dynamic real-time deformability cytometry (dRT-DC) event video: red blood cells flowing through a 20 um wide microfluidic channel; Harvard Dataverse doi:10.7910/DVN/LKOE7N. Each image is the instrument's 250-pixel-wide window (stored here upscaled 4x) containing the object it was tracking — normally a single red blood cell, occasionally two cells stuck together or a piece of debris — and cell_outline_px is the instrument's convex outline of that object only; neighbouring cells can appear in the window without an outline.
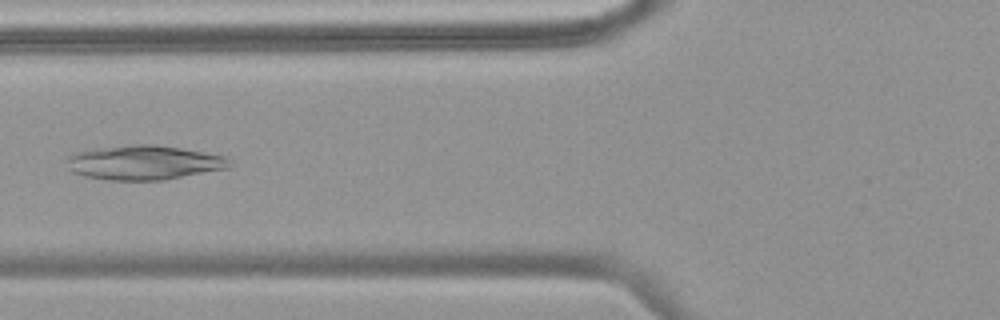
{"species": "common noctule bat (a hibernating species)", "species_latin": "Nyctalus noctula", "temperature_condition": "warm", "stored_images_in_passage": 47, "camera_frame_rate_fps": 3000, "um_per_image_px": 0.085, "animal": {"sex": "female", "body_mass_g": 18.4}, "frame": {"image": 1, "passage_image": 19, "time_ms": 6.0, "image_size_px": [1000, 320], "cell_outline_px": [[232, 164], [228, 168], [164, 180], [108, 180], [84, 176], [72, 172], [68, 168], [68, 156], [76, 152], [92, 148], [136, 144], [156, 144], [180, 148], [224, 156]], "centroid_in_image_um": [12.2, 13.82], "position_along_channel_um": 113.6, "area_um2": 32.6}}
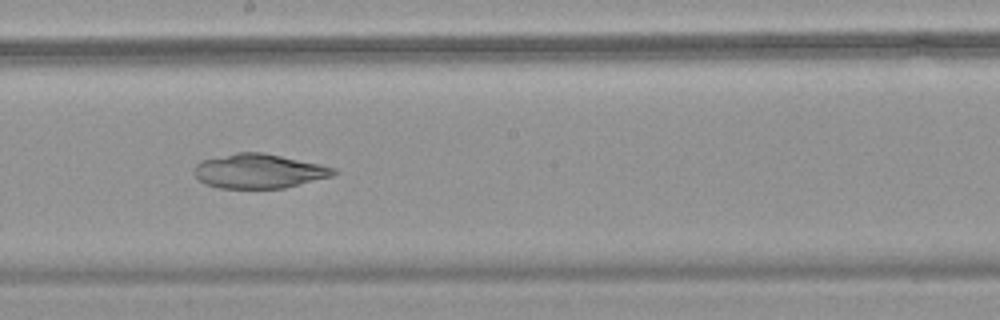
{"frame": {"image": 2, "passage_image": 27, "time_ms": 8.667, "image_size_px": [1000, 320], "cell_outline_px": [[336, 172], [332, 176], [284, 188], [220, 188], [204, 184], [192, 172], [192, 168], [200, 160], [236, 152], [264, 152], [320, 164], [336, 168]], "centroid_in_image_um": [21.96, 14.53], "position_along_channel_um": 226.2, "area_um2": 28.09}}
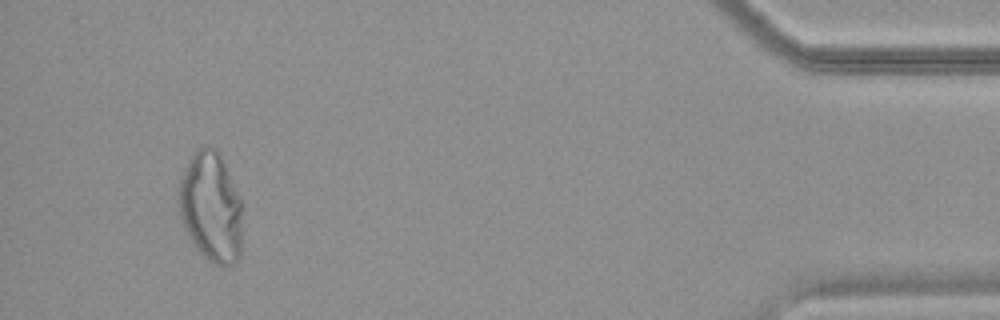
{"frame": {"image": 3, "passage_image": 45, "time_ms": 14.667, "image_size_px": [1000, 320], "cell_outline_px": [[240, 256], [232, 264], [224, 268], [208, 260], [196, 248], [180, 216], [180, 180], [188, 160], [204, 144], [216, 148], [240, 196]], "centroid_in_image_um": [17.94, 17.61], "position_along_channel_um": 417.3, "area_um2": 39.88}}